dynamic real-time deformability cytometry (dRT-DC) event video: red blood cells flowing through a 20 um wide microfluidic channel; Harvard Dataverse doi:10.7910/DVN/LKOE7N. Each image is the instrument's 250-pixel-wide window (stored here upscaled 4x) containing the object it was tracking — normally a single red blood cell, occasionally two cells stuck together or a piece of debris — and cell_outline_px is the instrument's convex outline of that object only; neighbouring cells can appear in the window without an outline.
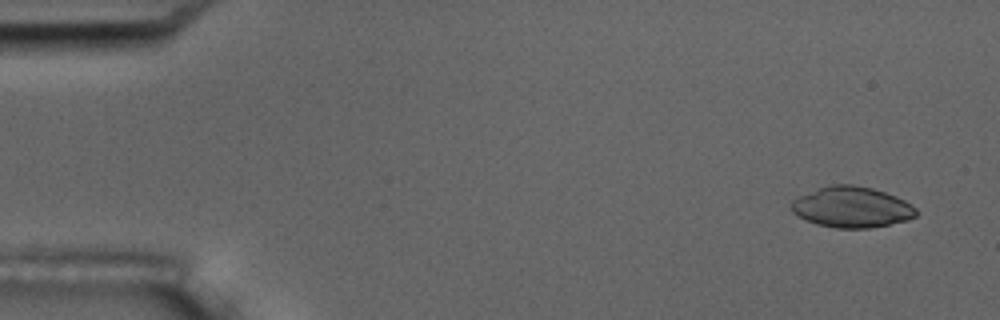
{"species": "common noctule bat (a hibernating species)", "species_latin": "Nyctalus noctula", "temperature_condition": "room temperature", "stored_images_in_passage": 4, "camera_frame_rate_fps": 3000, "um_per_image_px": 0.085, "animal": {"sex": "male", "body_mass_g": 17.5, "forearm_length_mm": 52.3}, "frame": {"image": 1, "passage_image": 1, "time_ms": 0.0, "image_size_px": [1000, 320], "cell_outline_px": [[920, 212], [916, 216], [908, 220], [868, 228], [836, 228], [816, 224], [792, 212], [788, 208], [792, 200], [800, 196], [820, 188], [832, 184], [852, 184], [872, 188], [896, 196], [912, 204]], "centroid_in_image_um": [72.42, 17.61], "position_along_channel_um": 12.6, "area_um2": 29.65}}